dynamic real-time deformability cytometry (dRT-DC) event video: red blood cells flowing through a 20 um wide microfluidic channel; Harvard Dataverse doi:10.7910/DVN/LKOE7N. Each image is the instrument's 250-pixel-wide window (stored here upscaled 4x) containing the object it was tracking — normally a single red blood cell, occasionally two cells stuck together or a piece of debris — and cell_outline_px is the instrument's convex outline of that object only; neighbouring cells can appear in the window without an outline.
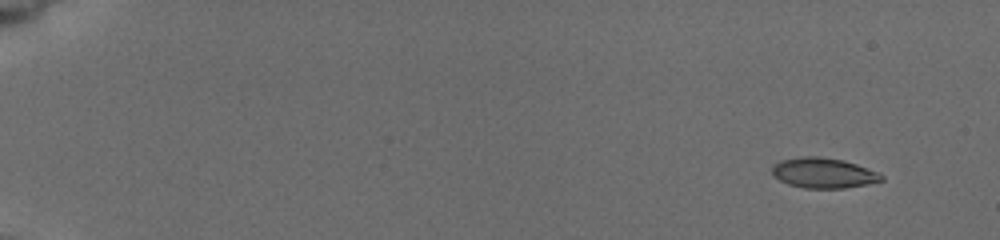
{"species": "common noctule bat (a hibernating species)", "species_latin": "Nyctalus noctula", "temperature_condition": "cold", "stored_images_in_passage": 8, "camera_frame_rate_fps": 3000, "um_per_image_px": 0.085, "animal": {"sex": "female", "body_mass_g": 19.5, "forearm_length_mm": 54.1}, "frame": {"image": 1, "passage_image": 1, "time_ms": 0.0, "image_size_px": [1000, 240], "cell_outline_px": [[884, 180], [868, 184], [844, 188], [804, 188], [788, 184], [780, 180], [772, 172], [772, 164], [780, 160], [800, 156], [816, 156], [844, 160], [880, 172], [884, 176]], "centroid_in_image_um": [70.01, 14.69], "position_along_channel_um": 15.0, "area_um2": 19.42}}
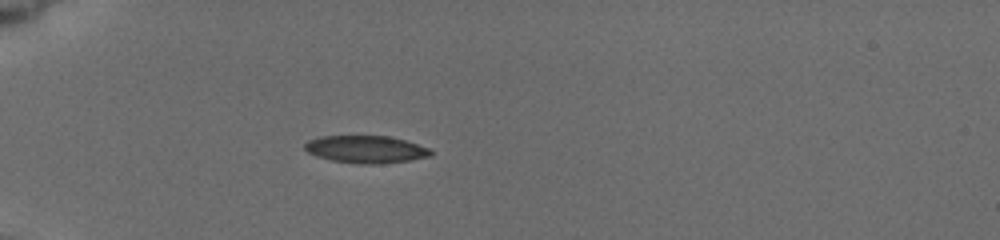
{"frame": {"image": 2, "passage_image": 6, "time_ms": 4.667, "image_size_px": [1000, 240], "cell_outline_px": [[432, 152], [428, 156], [408, 160], [376, 164], [360, 164], [332, 160], [316, 156], [308, 152], [304, 148], [304, 144], [308, 140], [320, 136], [388, 136], [404, 140], [428, 148]], "centroid_in_image_um": [31.03, 12.68], "position_along_channel_um": 54.0, "area_um2": 19.83}}
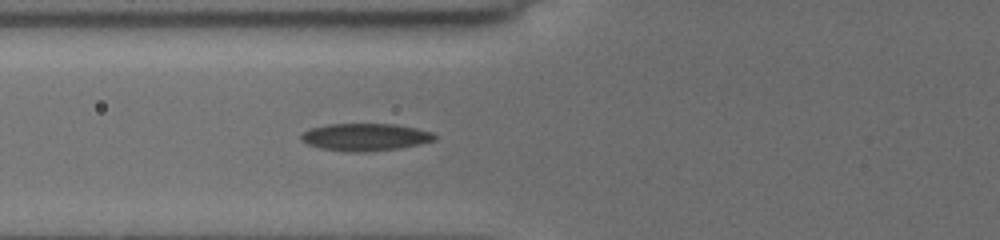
{"frame": {"image": 3, "passage_image": 8, "time_ms": 6.333, "image_size_px": [1000, 240], "cell_outline_px": [[436, 140], [420, 144], [400, 148], [368, 152], [344, 152], [320, 148], [308, 144], [300, 140], [300, 136], [308, 128], [328, 124], [396, 124], [416, 128], [432, 132], [436, 136]], "centroid_in_image_um": [31.03, 11.66], "position_along_channel_um": 94.8, "area_um2": 21.56}}